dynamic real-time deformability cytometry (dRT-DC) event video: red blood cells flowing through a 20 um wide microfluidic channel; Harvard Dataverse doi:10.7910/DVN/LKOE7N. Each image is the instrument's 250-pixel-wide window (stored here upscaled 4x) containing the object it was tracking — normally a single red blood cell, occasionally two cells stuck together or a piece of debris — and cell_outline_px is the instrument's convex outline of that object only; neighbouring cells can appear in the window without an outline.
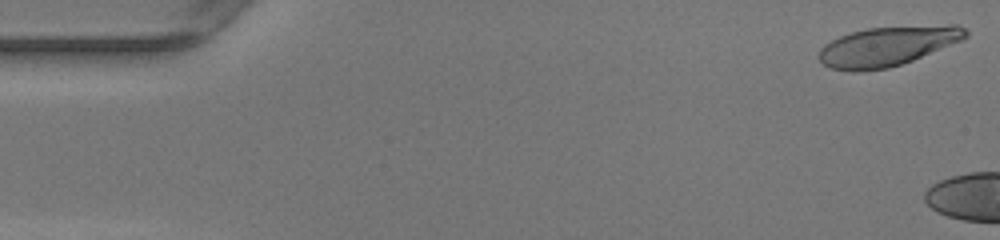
{"species": "human", "species_latin": "Homo sapiens", "temperature_condition": "warm", "stored_images_in_passage": 5, "camera_frame_rate_fps": 3000, "um_per_image_px": 0.085, "donor": {"sex": "female"}, "frame": {"image": 1, "passage_image": 1, "time_ms": 0.0, "image_size_px": [1000, 240], "cell_outline_px": [[968, 36], [960, 40], [912, 60], [888, 68], [856, 72], [852, 72], [828, 68], [820, 60], [820, 48], [824, 44], [840, 36], [852, 32], [868, 28], [948, 24], [956, 24], [964, 28], [968, 32]], "centroid_in_image_um": [75.41, 3.93], "position_along_channel_um": 9.6, "area_um2": 33.58}}